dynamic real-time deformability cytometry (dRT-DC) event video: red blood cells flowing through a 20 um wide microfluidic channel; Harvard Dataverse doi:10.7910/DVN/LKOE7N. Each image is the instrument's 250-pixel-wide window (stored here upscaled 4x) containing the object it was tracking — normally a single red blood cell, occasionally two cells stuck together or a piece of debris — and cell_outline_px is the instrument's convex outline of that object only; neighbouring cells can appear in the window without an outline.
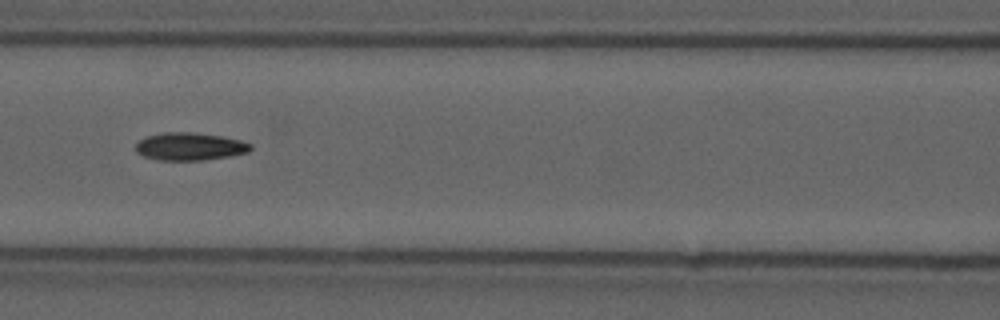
{"species": "common noctule bat (a hibernating species)", "species_latin": "Nyctalus noctula", "temperature_condition": "cold", "stored_images_in_passage": 9, "camera_frame_rate_fps": 3000, "um_per_image_px": 0.085, "animal": {"sex": "male", "forearm_length_mm": 52.5}, "frame": {"image": 1, "passage_image": 8, "time_ms": 2.333, "image_size_px": [1000, 320], "cell_outline_px": [[252, 148], [248, 152], [228, 156], [200, 160], [160, 160], [144, 156], [136, 152], [136, 144], [140, 140], [148, 136], [160, 132], [192, 132], [220, 136], [240, 140], [252, 144]], "centroid_in_image_um": [16.12, 12.44], "position_along_channel_um": 150.5, "area_um2": 18.38}}
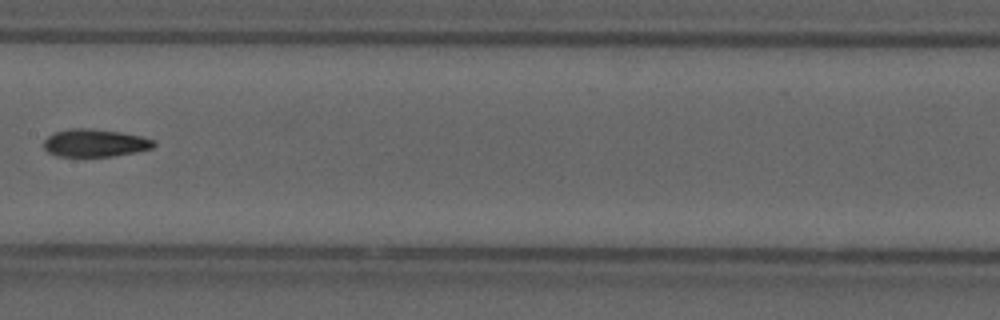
{"frame": {"image": 2, "passage_image": 9, "time_ms": 2.667, "image_size_px": [1000, 320], "cell_outline_px": [[156, 144], [152, 148], [136, 152], [112, 156], [56, 156], [48, 152], [44, 148], [44, 140], [48, 136], [56, 132], [68, 128], [88, 128], [120, 132], [140, 136], [152, 140]], "centroid_in_image_um": [8.04, 12.15], "position_along_channel_um": 199.4, "area_um2": 17.63}}